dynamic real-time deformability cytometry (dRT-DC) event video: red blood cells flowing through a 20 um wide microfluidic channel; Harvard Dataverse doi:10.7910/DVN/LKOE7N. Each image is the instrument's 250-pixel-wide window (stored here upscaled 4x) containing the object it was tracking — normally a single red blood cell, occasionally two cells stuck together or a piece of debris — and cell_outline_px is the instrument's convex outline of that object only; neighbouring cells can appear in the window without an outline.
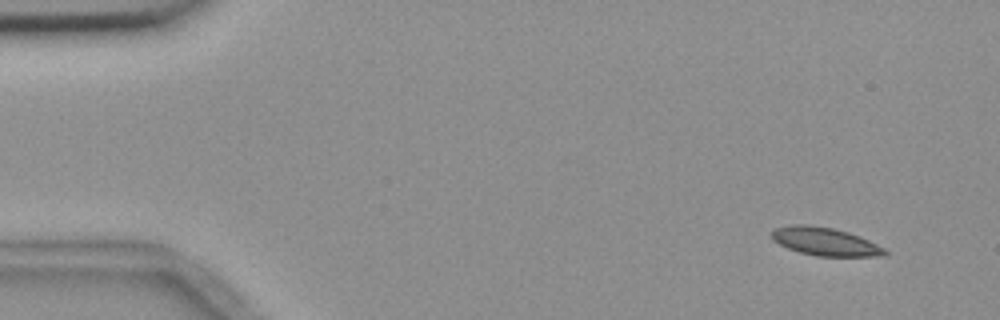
{"species": "common noctule bat (a hibernating species)", "species_latin": "Nyctalus noctula", "temperature_condition": "room temperature", "stored_images_in_passage": 4, "camera_frame_rate_fps": 3000, "um_per_image_px": 0.085, "animal": {"sex": "female", "body_mass_g": 18.4}, "frame": {"image": 1, "passage_image": 1, "time_ms": 0.0, "image_size_px": [1000, 320], "cell_outline_px": [[888, 256], [816, 256], [800, 252], [788, 248], [772, 240], [768, 236], [772, 228], [792, 224], [808, 224], [832, 228], [848, 232], [860, 236], [884, 248], [888, 252]], "centroid_in_image_um": [70.08, 20.52], "position_along_channel_um": 14.9, "area_um2": 18.79}}